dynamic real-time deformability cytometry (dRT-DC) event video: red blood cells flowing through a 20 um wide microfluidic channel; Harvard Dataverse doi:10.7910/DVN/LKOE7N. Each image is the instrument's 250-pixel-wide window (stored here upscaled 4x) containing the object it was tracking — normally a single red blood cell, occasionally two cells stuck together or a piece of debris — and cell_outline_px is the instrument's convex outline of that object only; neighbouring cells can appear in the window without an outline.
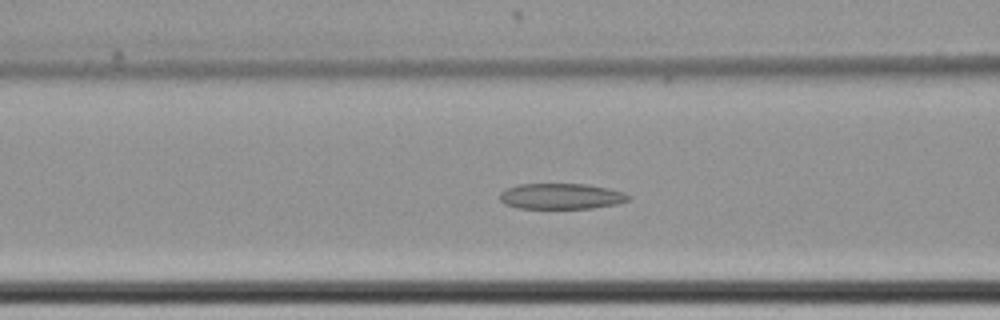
{"species": "common noctule bat (a hibernating species)", "species_latin": "Nyctalus noctula", "temperature_condition": "cold", "stored_images_in_passage": 63, "camera_frame_rate_fps": 3000, "um_per_image_px": 0.085, "animal": {"sex": "female", "body_mass_g": 22.7, "forearm_length_mm": 54.2}, "frame": {"image": 1, "passage_image": 27, "time_ms": 8.667, "image_size_px": [1000, 320], "cell_outline_px": [[632, 196], [628, 200], [616, 204], [592, 208], [516, 208], [504, 204], [500, 200], [500, 192], [504, 188], [520, 184], [584, 184], [608, 188], [624, 192]], "centroid_in_image_um": [47.67, 16.68], "position_along_channel_um": 118.9, "area_um2": 19.36}}
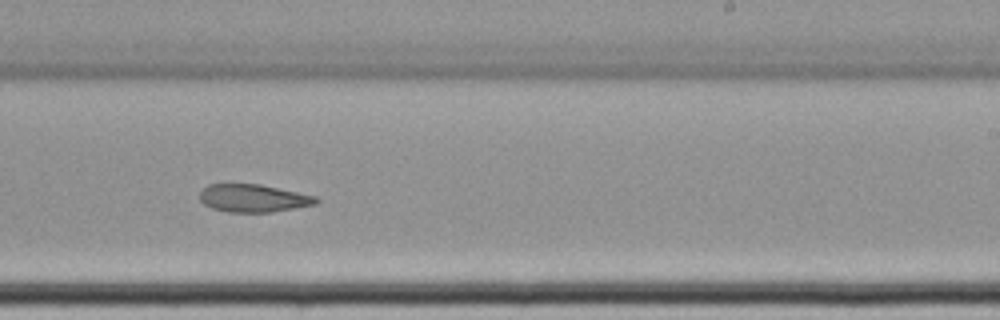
{"frame": {"image": 2, "passage_image": 40, "time_ms": 13.0, "image_size_px": [1000, 320], "cell_outline_px": [[320, 200], [316, 204], [272, 212], [228, 212], [212, 208], [204, 204], [200, 200], [200, 192], [208, 184], [260, 184], [316, 196]], "centroid_in_image_um": [21.53, 16.85], "position_along_channel_um": 267.5, "area_um2": 18.79}}
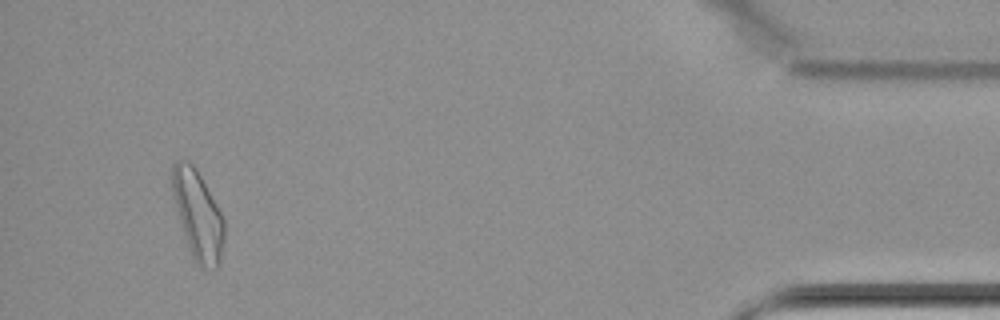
{"frame": {"image": 3, "passage_image": 59, "time_ms": 19.333, "image_size_px": [1000, 320], "cell_outline_px": [[224, 240], [220, 256], [216, 268], [200, 268], [196, 264], [192, 256], [176, 208], [172, 192], [172, 164], [176, 160], [188, 160], [192, 164], [200, 176], [216, 204], [224, 220]], "centroid_in_image_um": [16.81, 18.26], "position_along_channel_um": 418.4, "area_um2": 26.24}}